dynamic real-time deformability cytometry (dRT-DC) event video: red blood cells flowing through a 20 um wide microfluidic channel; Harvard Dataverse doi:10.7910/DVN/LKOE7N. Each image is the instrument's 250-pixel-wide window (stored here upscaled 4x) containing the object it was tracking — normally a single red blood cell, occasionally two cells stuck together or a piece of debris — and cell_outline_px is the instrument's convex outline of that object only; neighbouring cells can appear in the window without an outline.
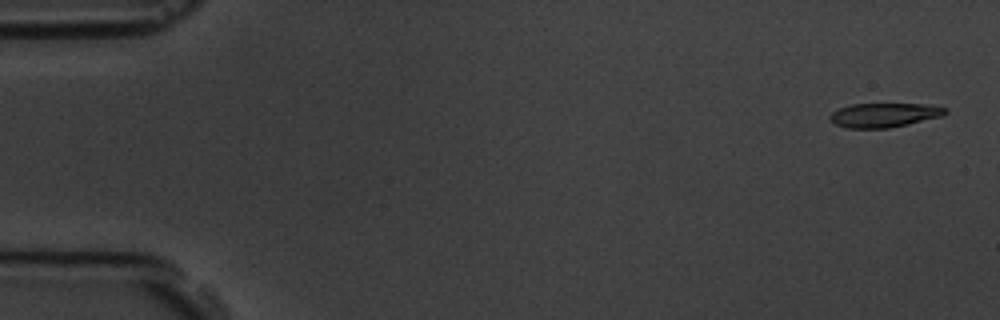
{"species": "common noctule bat (a hibernating species)", "species_latin": "Nyctalus noctula", "temperature_condition": "room temperature", "stored_images_in_passage": 6, "camera_frame_rate_fps": 3000, "um_per_image_px": 0.085, "animal": {"sex": "male", "body_mass_g": 19.5, "forearm_length_mm": 54.6}, "frame": {"image": 1, "passage_image": 1, "time_ms": 0.0, "image_size_px": [1000, 320], "cell_outline_px": [[948, 112], [944, 116], [908, 124], [888, 128], [848, 128], [836, 124], [828, 116], [832, 112], [840, 108], [852, 104], [924, 104], [948, 108]], "centroid_in_image_um": [75.2, 9.78], "position_along_channel_um": 9.8, "area_um2": 16.24}}
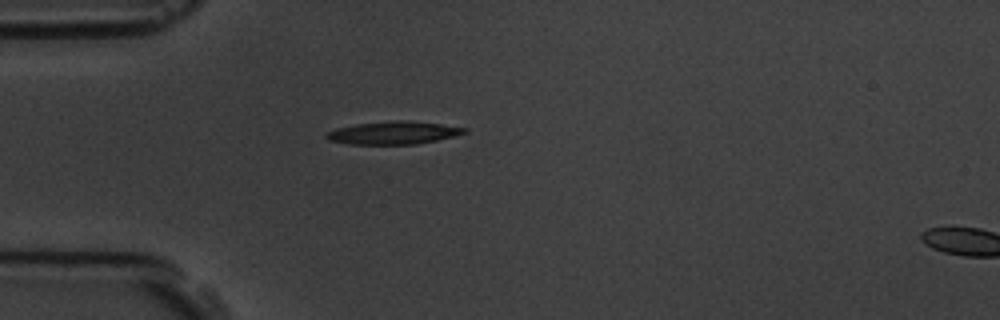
{"frame": {"image": 2, "passage_image": 5, "time_ms": 4.667, "image_size_px": [1000, 320], "cell_outline_px": [[468, 132], [436, 140], [416, 144], [348, 144], [328, 140], [324, 136], [328, 132], [336, 128], [356, 124], [396, 120], [408, 120], [440, 124], [468, 128]], "centroid_in_image_um": [33.42, 11.28], "position_along_channel_um": 51.6, "area_um2": 18.26}}